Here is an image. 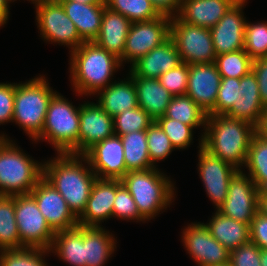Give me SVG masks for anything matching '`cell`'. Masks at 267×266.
Masks as SVG:
<instances>
[{"instance_id":"cell-1","label":"cell","mask_w":267,"mask_h":266,"mask_svg":"<svg viewBox=\"0 0 267 266\" xmlns=\"http://www.w3.org/2000/svg\"><path fill=\"white\" fill-rule=\"evenodd\" d=\"M56 154L54 158L43 160V178L63 196L78 218L85 210L97 176L84 155Z\"/></svg>"},{"instance_id":"cell-2","label":"cell","mask_w":267,"mask_h":266,"mask_svg":"<svg viewBox=\"0 0 267 266\" xmlns=\"http://www.w3.org/2000/svg\"><path fill=\"white\" fill-rule=\"evenodd\" d=\"M69 54L70 83L77 96H94L114 82V74L122 69L115 55L94 42H84Z\"/></svg>"},{"instance_id":"cell-3","label":"cell","mask_w":267,"mask_h":266,"mask_svg":"<svg viewBox=\"0 0 267 266\" xmlns=\"http://www.w3.org/2000/svg\"><path fill=\"white\" fill-rule=\"evenodd\" d=\"M256 132V127L245 120L207 115L202 147L237 170H243Z\"/></svg>"},{"instance_id":"cell-4","label":"cell","mask_w":267,"mask_h":266,"mask_svg":"<svg viewBox=\"0 0 267 266\" xmlns=\"http://www.w3.org/2000/svg\"><path fill=\"white\" fill-rule=\"evenodd\" d=\"M120 181L147 222L170 208L175 200L176 186L170 176L158 169V166L147 170L128 171Z\"/></svg>"},{"instance_id":"cell-5","label":"cell","mask_w":267,"mask_h":266,"mask_svg":"<svg viewBox=\"0 0 267 266\" xmlns=\"http://www.w3.org/2000/svg\"><path fill=\"white\" fill-rule=\"evenodd\" d=\"M43 164L26 154L6 133L0 134V195L30 194L43 178Z\"/></svg>"},{"instance_id":"cell-6","label":"cell","mask_w":267,"mask_h":266,"mask_svg":"<svg viewBox=\"0 0 267 266\" xmlns=\"http://www.w3.org/2000/svg\"><path fill=\"white\" fill-rule=\"evenodd\" d=\"M45 76L40 74L23 83L15 82L12 123L23 129L32 141L41 134L49 101L57 92Z\"/></svg>"},{"instance_id":"cell-7","label":"cell","mask_w":267,"mask_h":266,"mask_svg":"<svg viewBox=\"0 0 267 266\" xmlns=\"http://www.w3.org/2000/svg\"><path fill=\"white\" fill-rule=\"evenodd\" d=\"M80 105L74 106L66 97L56 92L47 108L41 134L33 141H45L57 153L73 154L78 149Z\"/></svg>"},{"instance_id":"cell-8","label":"cell","mask_w":267,"mask_h":266,"mask_svg":"<svg viewBox=\"0 0 267 266\" xmlns=\"http://www.w3.org/2000/svg\"><path fill=\"white\" fill-rule=\"evenodd\" d=\"M36 12V25L43 41L64 45L72 52L84 41L74 22L66 15L61 3L52 0H41L33 3Z\"/></svg>"},{"instance_id":"cell-9","label":"cell","mask_w":267,"mask_h":266,"mask_svg":"<svg viewBox=\"0 0 267 266\" xmlns=\"http://www.w3.org/2000/svg\"><path fill=\"white\" fill-rule=\"evenodd\" d=\"M170 38L186 64L213 63L216 52L209 28L192 25L177 17L170 20Z\"/></svg>"},{"instance_id":"cell-10","label":"cell","mask_w":267,"mask_h":266,"mask_svg":"<svg viewBox=\"0 0 267 266\" xmlns=\"http://www.w3.org/2000/svg\"><path fill=\"white\" fill-rule=\"evenodd\" d=\"M15 219L21 239V248L50 249L55 232L40 212L31 194L15 195Z\"/></svg>"},{"instance_id":"cell-11","label":"cell","mask_w":267,"mask_h":266,"mask_svg":"<svg viewBox=\"0 0 267 266\" xmlns=\"http://www.w3.org/2000/svg\"><path fill=\"white\" fill-rule=\"evenodd\" d=\"M171 17L160 15L159 17L131 24L127 35L123 56L119 59L130 66L155 47L160 46L170 37Z\"/></svg>"},{"instance_id":"cell-12","label":"cell","mask_w":267,"mask_h":266,"mask_svg":"<svg viewBox=\"0 0 267 266\" xmlns=\"http://www.w3.org/2000/svg\"><path fill=\"white\" fill-rule=\"evenodd\" d=\"M260 191L254 181L243 170L231 178L226 200L217 210L224 216L250 224L259 212Z\"/></svg>"},{"instance_id":"cell-13","label":"cell","mask_w":267,"mask_h":266,"mask_svg":"<svg viewBox=\"0 0 267 266\" xmlns=\"http://www.w3.org/2000/svg\"><path fill=\"white\" fill-rule=\"evenodd\" d=\"M185 251L197 266L229 263L230 251L214 239L204 222H192L181 232Z\"/></svg>"},{"instance_id":"cell-14","label":"cell","mask_w":267,"mask_h":266,"mask_svg":"<svg viewBox=\"0 0 267 266\" xmlns=\"http://www.w3.org/2000/svg\"><path fill=\"white\" fill-rule=\"evenodd\" d=\"M198 140L197 169L199 178L205 187L206 195L212 201L214 208L216 207L215 210H218L226 200L229 182L238 170L204 149L202 137Z\"/></svg>"},{"instance_id":"cell-15","label":"cell","mask_w":267,"mask_h":266,"mask_svg":"<svg viewBox=\"0 0 267 266\" xmlns=\"http://www.w3.org/2000/svg\"><path fill=\"white\" fill-rule=\"evenodd\" d=\"M84 102L80 105L78 149L74 155H84L95 144L115 134L113 117L97 103Z\"/></svg>"},{"instance_id":"cell-16","label":"cell","mask_w":267,"mask_h":266,"mask_svg":"<svg viewBox=\"0 0 267 266\" xmlns=\"http://www.w3.org/2000/svg\"><path fill=\"white\" fill-rule=\"evenodd\" d=\"M30 194L35 198L40 212L55 233L78 225V218L69 209L66 200L44 178Z\"/></svg>"},{"instance_id":"cell-17","label":"cell","mask_w":267,"mask_h":266,"mask_svg":"<svg viewBox=\"0 0 267 266\" xmlns=\"http://www.w3.org/2000/svg\"><path fill=\"white\" fill-rule=\"evenodd\" d=\"M247 0H238L210 29L216 55L244 49Z\"/></svg>"},{"instance_id":"cell-18","label":"cell","mask_w":267,"mask_h":266,"mask_svg":"<svg viewBox=\"0 0 267 266\" xmlns=\"http://www.w3.org/2000/svg\"><path fill=\"white\" fill-rule=\"evenodd\" d=\"M84 156L97 178L121 180L126 174L124 148L118 135L95 144Z\"/></svg>"},{"instance_id":"cell-19","label":"cell","mask_w":267,"mask_h":266,"mask_svg":"<svg viewBox=\"0 0 267 266\" xmlns=\"http://www.w3.org/2000/svg\"><path fill=\"white\" fill-rule=\"evenodd\" d=\"M221 75L215 62L189 64L186 95L209 114L215 107Z\"/></svg>"},{"instance_id":"cell-20","label":"cell","mask_w":267,"mask_h":266,"mask_svg":"<svg viewBox=\"0 0 267 266\" xmlns=\"http://www.w3.org/2000/svg\"><path fill=\"white\" fill-rule=\"evenodd\" d=\"M117 179H100L94 182L83 213L78 217V225L102 227V222L112 218Z\"/></svg>"},{"instance_id":"cell-21","label":"cell","mask_w":267,"mask_h":266,"mask_svg":"<svg viewBox=\"0 0 267 266\" xmlns=\"http://www.w3.org/2000/svg\"><path fill=\"white\" fill-rule=\"evenodd\" d=\"M182 63L174 41L169 37L160 46L142 56L129 69L131 77L158 79L161 74Z\"/></svg>"},{"instance_id":"cell-22","label":"cell","mask_w":267,"mask_h":266,"mask_svg":"<svg viewBox=\"0 0 267 266\" xmlns=\"http://www.w3.org/2000/svg\"><path fill=\"white\" fill-rule=\"evenodd\" d=\"M238 0H182L176 16L192 25L211 29Z\"/></svg>"},{"instance_id":"cell-23","label":"cell","mask_w":267,"mask_h":266,"mask_svg":"<svg viewBox=\"0 0 267 266\" xmlns=\"http://www.w3.org/2000/svg\"><path fill=\"white\" fill-rule=\"evenodd\" d=\"M131 24L128 18L105 6L100 32L94 43L120 59Z\"/></svg>"},{"instance_id":"cell-24","label":"cell","mask_w":267,"mask_h":266,"mask_svg":"<svg viewBox=\"0 0 267 266\" xmlns=\"http://www.w3.org/2000/svg\"><path fill=\"white\" fill-rule=\"evenodd\" d=\"M126 75V78L114 80L95 94L98 97L96 103L112 117L138 107L134 81L129 74Z\"/></svg>"},{"instance_id":"cell-25","label":"cell","mask_w":267,"mask_h":266,"mask_svg":"<svg viewBox=\"0 0 267 266\" xmlns=\"http://www.w3.org/2000/svg\"><path fill=\"white\" fill-rule=\"evenodd\" d=\"M66 15L74 22L84 42H94L102 23L106 4H86L77 1L60 2Z\"/></svg>"},{"instance_id":"cell-26","label":"cell","mask_w":267,"mask_h":266,"mask_svg":"<svg viewBox=\"0 0 267 266\" xmlns=\"http://www.w3.org/2000/svg\"><path fill=\"white\" fill-rule=\"evenodd\" d=\"M102 227L84 226V260L86 266H105L116 251L115 236Z\"/></svg>"},{"instance_id":"cell-27","label":"cell","mask_w":267,"mask_h":266,"mask_svg":"<svg viewBox=\"0 0 267 266\" xmlns=\"http://www.w3.org/2000/svg\"><path fill=\"white\" fill-rule=\"evenodd\" d=\"M137 91L138 106L155 121L164 116L173 95L158 79L132 77Z\"/></svg>"},{"instance_id":"cell-28","label":"cell","mask_w":267,"mask_h":266,"mask_svg":"<svg viewBox=\"0 0 267 266\" xmlns=\"http://www.w3.org/2000/svg\"><path fill=\"white\" fill-rule=\"evenodd\" d=\"M204 223L212 237L229 251L250 242V224L236 221L215 210Z\"/></svg>"},{"instance_id":"cell-29","label":"cell","mask_w":267,"mask_h":266,"mask_svg":"<svg viewBox=\"0 0 267 266\" xmlns=\"http://www.w3.org/2000/svg\"><path fill=\"white\" fill-rule=\"evenodd\" d=\"M50 251L60 261L72 266H86L84 260V226L58 231L54 235Z\"/></svg>"},{"instance_id":"cell-30","label":"cell","mask_w":267,"mask_h":266,"mask_svg":"<svg viewBox=\"0 0 267 266\" xmlns=\"http://www.w3.org/2000/svg\"><path fill=\"white\" fill-rule=\"evenodd\" d=\"M120 137L124 148L126 173L154 168L149 158L146 130L131 132Z\"/></svg>"},{"instance_id":"cell-31","label":"cell","mask_w":267,"mask_h":266,"mask_svg":"<svg viewBox=\"0 0 267 266\" xmlns=\"http://www.w3.org/2000/svg\"><path fill=\"white\" fill-rule=\"evenodd\" d=\"M206 112L189 96H173L165 113V117L178 120L183 124L190 125L194 129H201V137L204 135L206 121ZM201 126V127H200Z\"/></svg>"},{"instance_id":"cell-32","label":"cell","mask_w":267,"mask_h":266,"mask_svg":"<svg viewBox=\"0 0 267 266\" xmlns=\"http://www.w3.org/2000/svg\"><path fill=\"white\" fill-rule=\"evenodd\" d=\"M243 171L250 176L260 192L267 191V140L258 132L251 140Z\"/></svg>"},{"instance_id":"cell-33","label":"cell","mask_w":267,"mask_h":266,"mask_svg":"<svg viewBox=\"0 0 267 266\" xmlns=\"http://www.w3.org/2000/svg\"><path fill=\"white\" fill-rule=\"evenodd\" d=\"M21 248L15 219V195H0V250Z\"/></svg>"},{"instance_id":"cell-34","label":"cell","mask_w":267,"mask_h":266,"mask_svg":"<svg viewBox=\"0 0 267 266\" xmlns=\"http://www.w3.org/2000/svg\"><path fill=\"white\" fill-rule=\"evenodd\" d=\"M48 254L50 249L38 247L0 250V266H49L45 260Z\"/></svg>"},{"instance_id":"cell-35","label":"cell","mask_w":267,"mask_h":266,"mask_svg":"<svg viewBox=\"0 0 267 266\" xmlns=\"http://www.w3.org/2000/svg\"><path fill=\"white\" fill-rule=\"evenodd\" d=\"M106 6L128 18L132 23L155 19L160 14L150 0H105Z\"/></svg>"},{"instance_id":"cell-36","label":"cell","mask_w":267,"mask_h":266,"mask_svg":"<svg viewBox=\"0 0 267 266\" xmlns=\"http://www.w3.org/2000/svg\"><path fill=\"white\" fill-rule=\"evenodd\" d=\"M253 60L242 50L216 55L215 64L221 77L237 78L247 75L252 70Z\"/></svg>"},{"instance_id":"cell-37","label":"cell","mask_w":267,"mask_h":266,"mask_svg":"<svg viewBox=\"0 0 267 266\" xmlns=\"http://www.w3.org/2000/svg\"><path fill=\"white\" fill-rule=\"evenodd\" d=\"M244 51L252 60L267 57V21L252 23L247 20L244 34Z\"/></svg>"},{"instance_id":"cell-38","label":"cell","mask_w":267,"mask_h":266,"mask_svg":"<svg viewBox=\"0 0 267 266\" xmlns=\"http://www.w3.org/2000/svg\"><path fill=\"white\" fill-rule=\"evenodd\" d=\"M153 121L148 113L138 106L113 117L114 133L122 136L131 132L146 130Z\"/></svg>"},{"instance_id":"cell-39","label":"cell","mask_w":267,"mask_h":266,"mask_svg":"<svg viewBox=\"0 0 267 266\" xmlns=\"http://www.w3.org/2000/svg\"><path fill=\"white\" fill-rule=\"evenodd\" d=\"M146 136L149 158L154 167L157 166V162L164 161L173 150L175 151L169 137L155 121L146 129Z\"/></svg>"},{"instance_id":"cell-40","label":"cell","mask_w":267,"mask_h":266,"mask_svg":"<svg viewBox=\"0 0 267 266\" xmlns=\"http://www.w3.org/2000/svg\"><path fill=\"white\" fill-rule=\"evenodd\" d=\"M155 122L169 137L171 144L176 150H183L192 145L194 139L193 130H195L192 126L165 116L157 118Z\"/></svg>"},{"instance_id":"cell-41","label":"cell","mask_w":267,"mask_h":266,"mask_svg":"<svg viewBox=\"0 0 267 266\" xmlns=\"http://www.w3.org/2000/svg\"><path fill=\"white\" fill-rule=\"evenodd\" d=\"M112 218L133 222L145 223L146 220L140 215L137 205L131 194L117 179V191L114 199Z\"/></svg>"},{"instance_id":"cell-42","label":"cell","mask_w":267,"mask_h":266,"mask_svg":"<svg viewBox=\"0 0 267 266\" xmlns=\"http://www.w3.org/2000/svg\"><path fill=\"white\" fill-rule=\"evenodd\" d=\"M239 88L240 79L221 77L215 107L208 115H225L241 98L242 94L238 93Z\"/></svg>"},{"instance_id":"cell-43","label":"cell","mask_w":267,"mask_h":266,"mask_svg":"<svg viewBox=\"0 0 267 266\" xmlns=\"http://www.w3.org/2000/svg\"><path fill=\"white\" fill-rule=\"evenodd\" d=\"M262 109L263 104L261 98L241 96V98L232 105L225 116L245 120L257 127L261 119Z\"/></svg>"},{"instance_id":"cell-44","label":"cell","mask_w":267,"mask_h":266,"mask_svg":"<svg viewBox=\"0 0 267 266\" xmlns=\"http://www.w3.org/2000/svg\"><path fill=\"white\" fill-rule=\"evenodd\" d=\"M188 76L189 64L182 62L175 68L161 74L158 81L173 96L186 95Z\"/></svg>"},{"instance_id":"cell-45","label":"cell","mask_w":267,"mask_h":266,"mask_svg":"<svg viewBox=\"0 0 267 266\" xmlns=\"http://www.w3.org/2000/svg\"><path fill=\"white\" fill-rule=\"evenodd\" d=\"M260 262V248L251 241L230 251L231 266H261Z\"/></svg>"},{"instance_id":"cell-46","label":"cell","mask_w":267,"mask_h":266,"mask_svg":"<svg viewBox=\"0 0 267 266\" xmlns=\"http://www.w3.org/2000/svg\"><path fill=\"white\" fill-rule=\"evenodd\" d=\"M15 82H0V125L12 122L14 111Z\"/></svg>"},{"instance_id":"cell-47","label":"cell","mask_w":267,"mask_h":266,"mask_svg":"<svg viewBox=\"0 0 267 266\" xmlns=\"http://www.w3.org/2000/svg\"><path fill=\"white\" fill-rule=\"evenodd\" d=\"M250 241L267 250V217L258 212L250 223Z\"/></svg>"},{"instance_id":"cell-48","label":"cell","mask_w":267,"mask_h":266,"mask_svg":"<svg viewBox=\"0 0 267 266\" xmlns=\"http://www.w3.org/2000/svg\"><path fill=\"white\" fill-rule=\"evenodd\" d=\"M252 71L258 81L262 104H267V57L253 60Z\"/></svg>"},{"instance_id":"cell-49","label":"cell","mask_w":267,"mask_h":266,"mask_svg":"<svg viewBox=\"0 0 267 266\" xmlns=\"http://www.w3.org/2000/svg\"><path fill=\"white\" fill-rule=\"evenodd\" d=\"M238 93L248 98H260L258 81L252 70L247 75L240 78Z\"/></svg>"},{"instance_id":"cell-50","label":"cell","mask_w":267,"mask_h":266,"mask_svg":"<svg viewBox=\"0 0 267 266\" xmlns=\"http://www.w3.org/2000/svg\"><path fill=\"white\" fill-rule=\"evenodd\" d=\"M160 15L176 17L179 14L182 0H150Z\"/></svg>"},{"instance_id":"cell-51","label":"cell","mask_w":267,"mask_h":266,"mask_svg":"<svg viewBox=\"0 0 267 266\" xmlns=\"http://www.w3.org/2000/svg\"><path fill=\"white\" fill-rule=\"evenodd\" d=\"M10 15V3L8 0H0V28L8 23Z\"/></svg>"},{"instance_id":"cell-52","label":"cell","mask_w":267,"mask_h":266,"mask_svg":"<svg viewBox=\"0 0 267 266\" xmlns=\"http://www.w3.org/2000/svg\"><path fill=\"white\" fill-rule=\"evenodd\" d=\"M259 212L267 217V191L260 192L259 195Z\"/></svg>"},{"instance_id":"cell-53","label":"cell","mask_w":267,"mask_h":266,"mask_svg":"<svg viewBox=\"0 0 267 266\" xmlns=\"http://www.w3.org/2000/svg\"><path fill=\"white\" fill-rule=\"evenodd\" d=\"M55 2L77 1L86 4H106L105 0H52Z\"/></svg>"},{"instance_id":"cell-54","label":"cell","mask_w":267,"mask_h":266,"mask_svg":"<svg viewBox=\"0 0 267 266\" xmlns=\"http://www.w3.org/2000/svg\"><path fill=\"white\" fill-rule=\"evenodd\" d=\"M256 131L267 140V122H259Z\"/></svg>"},{"instance_id":"cell-55","label":"cell","mask_w":267,"mask_h":266,"mask_svg":"<svg viewBox=\"0 0 267 266\" xmlns=\"http://www.w3.org/2000/svg\"><path fill=\"white\" fill-rule=\"evenodd\" d=\"M260 261L261 266H267V250L260 249Z\"/></svg>"},{"instance_id":"cell-56","label":"cell","mask_w":267,"mask_h":266,"mask_svg":"<svg viewBox=\"0 0 267 266\" xmlns=\"http://www.w3.org/2000/svg\"><path fill=\"white\" fill-rule=\"evenodd\" d=\"M260 122H267V104L263 105Z\"/></svg>"},{"instance_id":"cell-57","label":"cell","mask_w":267,"mask_h":266,"mask_svg":"<svg viewBox=\"0 0 267 266\" xmlns=\"http://www.w3.org/2000/svg\"><path fill=\"white\" fill-rule=\"evenodd\" d=\"M215 266H231L230 263H224V264H219V265H215Z\"/></svg>"},{"instance_id":"cell-58","label":"cell","mask_w":267,"mask_h":266,"mask_svg":"<svg viewBox=\"0 0 267 266\" xmlns=\"http://www.w3.org/2000/svg\"><path fill=\"white\" fill-rule=\"evenodd\" d=\"M16 0H8V2L11 4L12 2H15ZM27 1H31V0H27Z\"/></svg>"},{"instance_id":"cell-59","label":"cell","mask_w":267,"mask_h":266,"mask_svg":"<svg viewBox=\"0 0 267 266\" xmlns=\"http://www.w3.org/2000/svg\"><path fill=\"white\" fill-rule=\"evenodd\" d=\"M41 1V0H31V3L33 4L34 2Z\"/></svg>"}]
</instances>
